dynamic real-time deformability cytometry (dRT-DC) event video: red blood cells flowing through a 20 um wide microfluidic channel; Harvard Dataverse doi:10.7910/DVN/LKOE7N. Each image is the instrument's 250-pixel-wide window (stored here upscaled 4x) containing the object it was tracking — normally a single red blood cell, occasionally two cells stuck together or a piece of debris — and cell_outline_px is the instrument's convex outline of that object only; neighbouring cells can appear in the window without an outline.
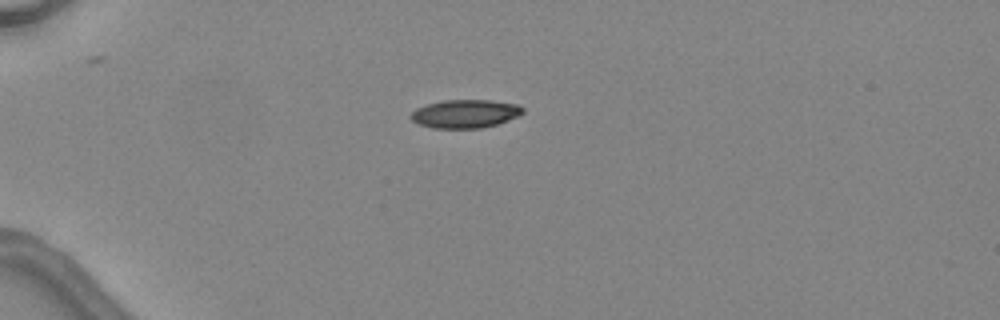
{"species": "common noctule bat (a hibernating species)", "species_latin": "Nyctalus noctula", "temperature_condition": "warm", "stored_images_in_passage": 3, "camera_frame_rate_fps": 3000, "um_per_image_px": 0.085, "animal": {"sex": "female", "body_mass_g": 24.6, "forearm_length_mm": 56.2}, "frame": {"image": 1, "passage_image": 1, "time_ms": 0.0, "image_size_px": [1000, 320], "cell_outline_px": [[524, 112], [520, 116], [496, 124], [480, 128], [432, 128], [416, 124], [408, 116], [416, 108], [440, 100], [492, 100], [520, 104], [524, 108]], "centroid_in_image_um": [39.54, 9.66], "position_along_channel_um": 45.5, "area_um2": 18.79}}